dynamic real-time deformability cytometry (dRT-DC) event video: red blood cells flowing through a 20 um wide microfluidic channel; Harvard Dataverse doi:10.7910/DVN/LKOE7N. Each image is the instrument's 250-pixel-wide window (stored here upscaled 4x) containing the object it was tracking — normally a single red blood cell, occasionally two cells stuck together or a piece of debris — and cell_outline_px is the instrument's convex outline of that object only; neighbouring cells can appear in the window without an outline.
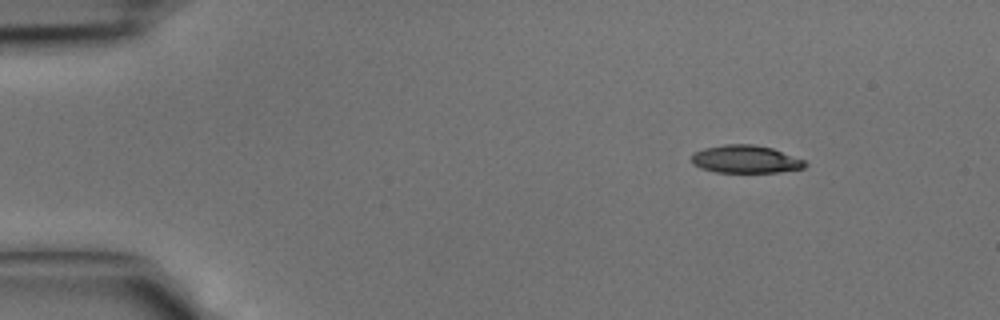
{"species": "common noctule bat (a hibernating species)", "species_latin": "Nyctalus noctula", "temperature_condition": "cold", "stored_images_in_passage": 37, "camera_frame_rate_fps": 3000, "um_per_image_px": 0.085, "animal": {"sex": "male", "body_mass_g": 15.6}, "frame": {"image": 1, "passage_image": 1, "time_ms": 0.0, "image_size_px": [1000, 320], "cell_outline_px": [[808, 164], [804, 168], [776, 172], [716, 172], [700, 168], [692, 164], [692, 156], [696, 152], [704, 148], [724, 144], [752, 144], [772, 148], [804, 160]], "centroid_in_image_um": [63.37, 13.53], "position_along_channel_um": 21.6, "area_um2": 18.26}}
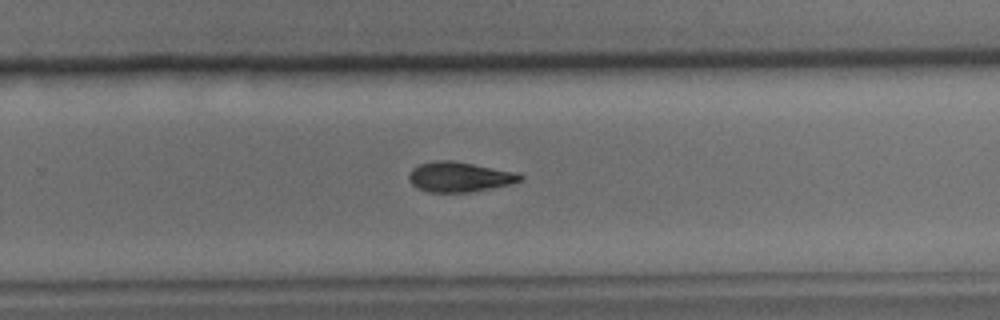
{"frame": {"image": 2, "passage_image": 23, "time_ms": 7.333, "image_size_px": [1000, 320], "cell_outline_px": [[524, 176], [520, 180], [508, 184], [468, 192], [428, 192], [416, 188], [408, 180], [408, 176], [412, 168], [420, 164], [436, 160], [452, 160], [516, 172]], "centroid_in_image_um": [38.98, 15.03], "position_along_channel_um": 290.8, "area_um2": 19.25}}
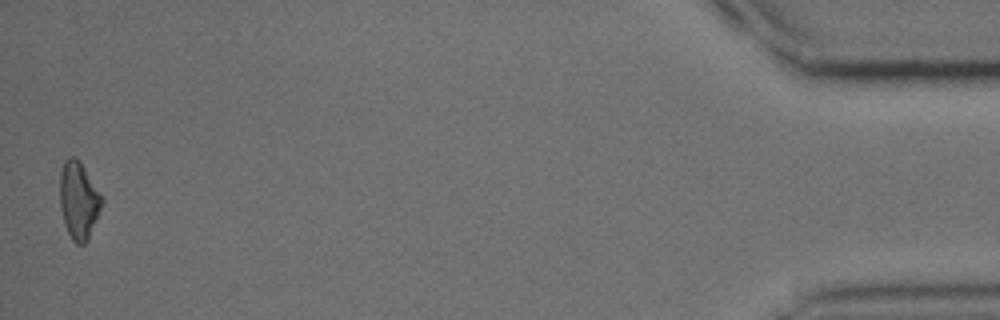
{"frame": {"image": 3, "passage_image": 37, "time_ms": 12.0, "image_size_px": [1000, 320], "cell_outline_px": [[104, 200], [88, 240], [84, 244], [76, 244], [72, 240], [64, 224], [60, 208], [60, 172], [64, 160], [68, 156], [76, 156], [80, 160], [104, 196]], "centroid_in_image_um": [6.7, 16.99], "position_along_channel_um": 428.5, "area_um2": 19.36}}